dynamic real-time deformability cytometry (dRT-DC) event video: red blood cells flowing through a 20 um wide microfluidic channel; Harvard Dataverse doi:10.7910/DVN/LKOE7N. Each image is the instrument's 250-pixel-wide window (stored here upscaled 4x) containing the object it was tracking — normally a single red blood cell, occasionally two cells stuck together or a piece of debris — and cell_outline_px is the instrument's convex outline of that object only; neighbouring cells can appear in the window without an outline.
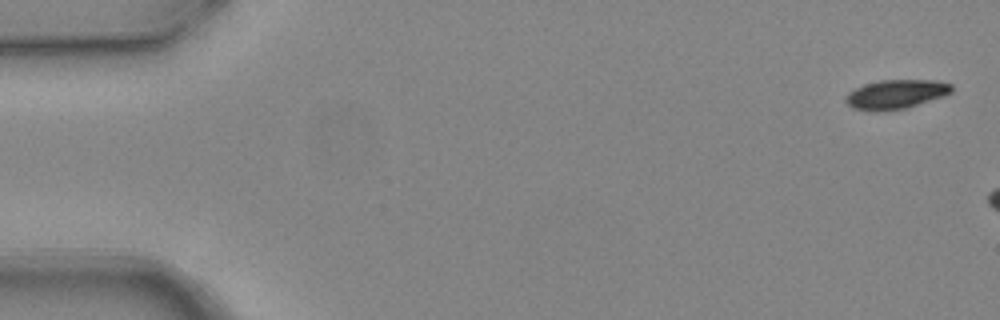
{"species": "common noctule bat (a hibernating species)", "species_latin": "Nyctalus noctula", "temperature_condition": "warm", "stored_images_in_passage": 4, "camera_frame_rate_fps": 3000, "um_per_image_px": 0.085, "animal": {"sex": "female", "body_mass_g": 24.6, "forearm_length_mm": 56.2}, "frame": {"image": 1, "passage_image": 1, "time_ms": 0.0, "image_size_px": [1000, 320], "cell_outline_px": [[952, 92], [944, 96], [908, 108], [884, 112], [868, 112], [852, 108], [844, 100], [844, 96], [848, 92], [864, 84], [880, 80], [936, 80], [952, 84]], "centroid_in_image_um": [76.12, 8.04], "position_along_channel_um": 8.9, "area_um2": 18.5}}
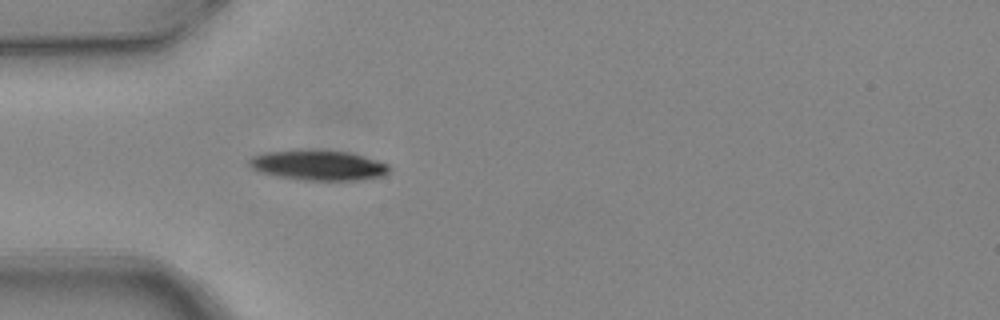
{"frame": {"image": 2, "passage_image": 4, "time_ms": 1.0, "image_size_px": [1000, 320], "cell_outline_px": [[392, 168], [384, 176], [356, 180], [300, 180], [276, 176], [256, 172], [248, 164], [248, 160], [252, 156], [264, 152], [292, 148], [304, 148], [352, 152], [388, 164]], "centroid_in_image_um": [27.0, 14.01], "position_along_channel_um": 58.0, "area_um2": 25.49}}